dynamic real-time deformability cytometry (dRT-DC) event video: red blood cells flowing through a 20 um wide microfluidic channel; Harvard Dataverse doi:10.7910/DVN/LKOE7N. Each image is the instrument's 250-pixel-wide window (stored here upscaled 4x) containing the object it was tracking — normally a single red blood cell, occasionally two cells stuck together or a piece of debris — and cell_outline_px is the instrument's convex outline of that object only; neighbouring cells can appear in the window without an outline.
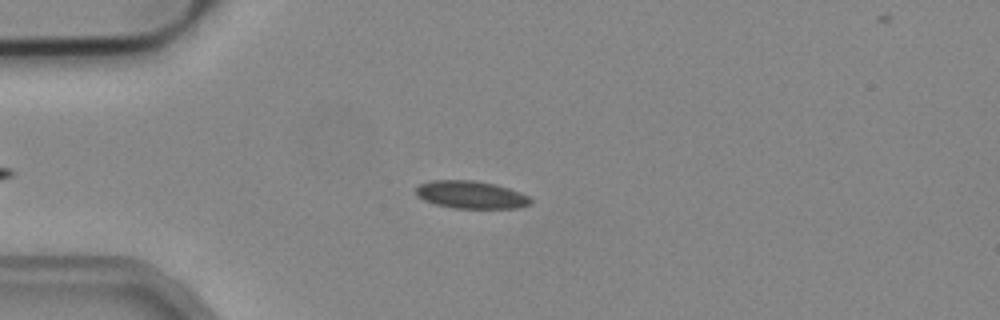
{"species": "common noctule bat (a hibernating species)", "species_latin": "Nyctalus noctula", "temperature_condition": "cold", "stored_images_in_passage": 48, "camera_frame_rate_fps": 3000, "um_per_image_px": 0.085, "animal": {"sex": "male", "body_mass_g": 19.2, "forearm_length_mm": 51.8}, "frame": {"image": 1, "passage_image": 13, "time_ms": 4.0, "image_size_px": [1000, 320], "cell_outline_px": [[532, 204], [516, 208], [452, 208], [436, 204], [424, 200], [416, 196], [416, 188], [420, 184], [432, 180], [472, 180], [496, 184], [520, 192], [528, 196], [532, 200]], "centroid_in_image_um": [40.03, 16.55], "position_along_channel_um": 45.0, "area_um2": 18.5}}
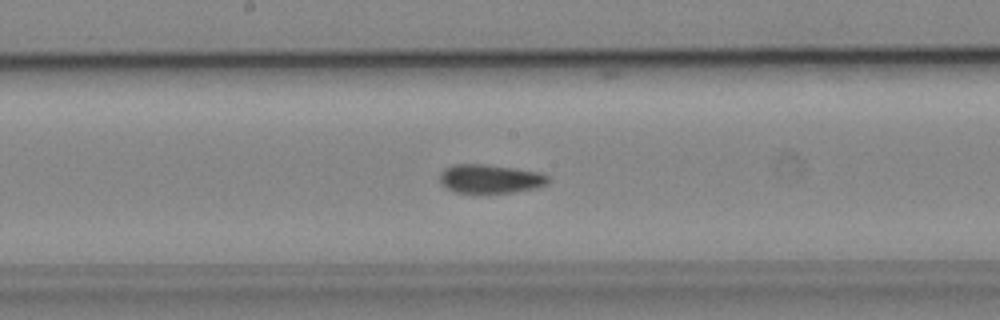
{"frame": {"image": 2, "passage_image": 27, "time_ms": 8.667, "image_size_px": [1000, 320], "cell_outline_px": [[548, 184], [536, 188], [516, 192], [452, 192], [440, 180], [440, 172], [444, 168], [452, 164], [488, 164], [540, 172], [548, 176]], "centroid_in_image_um": [41.68, 15.18], "position_along_channel_um": 206.5, "area_um2": 18.15}}
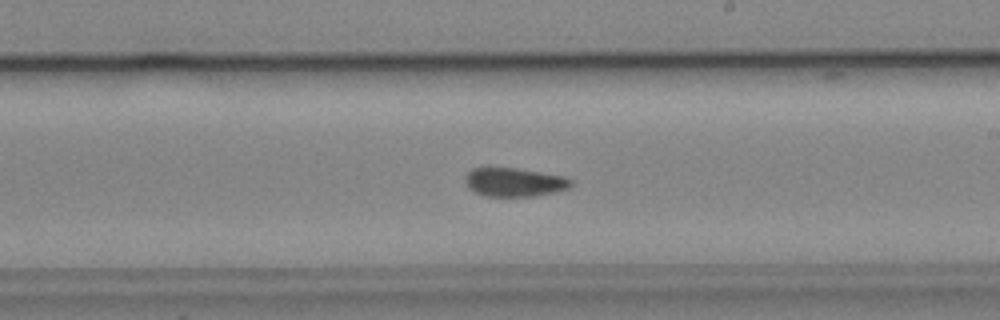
{"frame": {"image": 3, "passage_image": 30, "time_ms": 9.667, "image_size_px": [1000, 320], "cell_outline_px": [[572, 184], [568, 188], [556, 192], [532, 196], [488, 196], [476, 192], [468, 188], [464, 180], [464, 176], [472, 168], [516, 168], [564, 176], [572, 180]], "centroid_in_image_um": [43.71, 15.48], "position_along_channel_um": 245.3, "area_um2": 17.63}, "authors_computed_cell_mechanics": {"area_um2": 18.207, "velocity_mm_per_s": 3.8983, "shape_relaxation_time_tau1_ms": null, "shape_relaxation_time_tau2_ms": 2.6683, "deformation_change_tau1": null, "deformation_change_tau2": 0.0688}}